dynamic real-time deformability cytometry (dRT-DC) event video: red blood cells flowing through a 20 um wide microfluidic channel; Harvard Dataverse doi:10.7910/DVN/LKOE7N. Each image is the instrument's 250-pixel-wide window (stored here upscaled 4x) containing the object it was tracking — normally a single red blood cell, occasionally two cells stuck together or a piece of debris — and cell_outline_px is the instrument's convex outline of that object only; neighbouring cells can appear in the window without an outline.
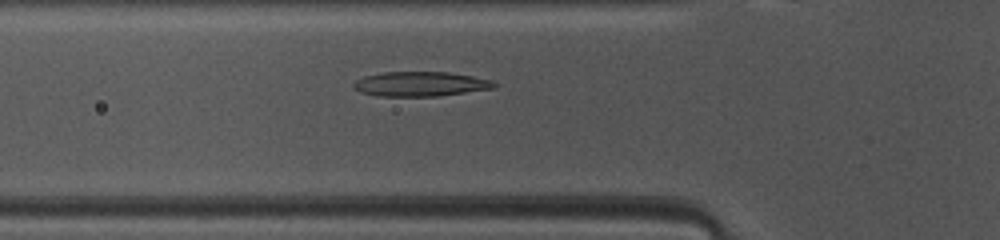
{"species": "common noctule bat (a hibernating species)", "species_latin": "Nyctalus noctula", "temperature_condition": "warm", "stored_images_in_passage": 46, "camera_frame_rate_fps": 3000, "um_per_image_px": 0.085, "animal": {"sex": "female", "body_mass_g": 10.0, "forearm_length_mm": 53.1}, "frame": {"image": 1, "passage_image": 14, "time_ms": 4.333, "image_size_px": [1000, 240], "cell_outline_px": [[500, 84], [496, 88], [440, 96], [376, 96], [360, 92], [352, 88], [352, 84], [356, 80], [364, 76], [384, 72], [448, 72], [472, 76], [492, 80]], "centroid_in_image_um": [35.76, 7.14], "position_along_channel_um": 90.0, "area_um2": 20.46}}
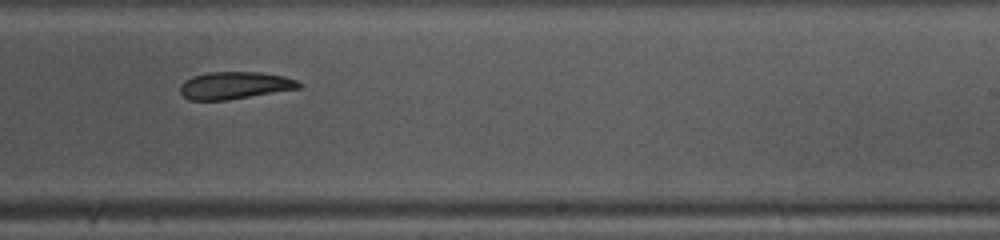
{"frame": {"image": 2, "passage_image": 27, "time_ms": 8.667, "image_size_px": [1000, 240], "cell_outline_px": [[300, 88], [228, 100], [188, 100], [180, 92], [180, 84], [184, 80], [192, 76], [208, 72], [260, 72], [284, 76], [296, 80], [300, 84]], "centroid_in_image_um": [19.91, 7.26], "position_along_channel_um": 269.1, "area_um2": 18.9}}
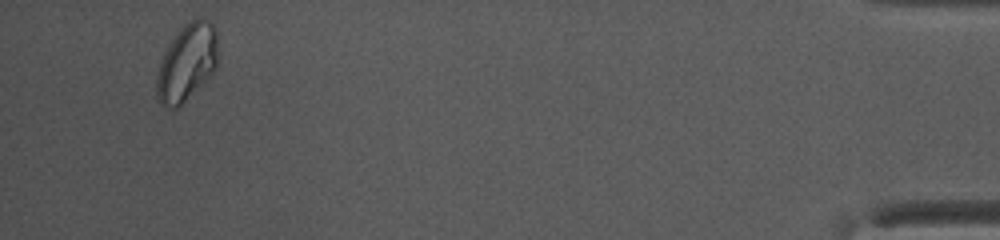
{"frame": {"image": 3, "passage_image": 44, "time_ms": 14.333, "image_size_px": [1000, 240], "cell_outline_px": [[216, 68], [176, 108], [168, 108], [160, 104], [156, 96], [156, 76], [160, 60], [172, 40], [180, 28], [184, 24], [200, 16], [208, 20], [216, 28]], "centroid_in_image_um": [15.85, 5.28], "position_along_channel_um": 419.4, "area_um2": 26.93}}